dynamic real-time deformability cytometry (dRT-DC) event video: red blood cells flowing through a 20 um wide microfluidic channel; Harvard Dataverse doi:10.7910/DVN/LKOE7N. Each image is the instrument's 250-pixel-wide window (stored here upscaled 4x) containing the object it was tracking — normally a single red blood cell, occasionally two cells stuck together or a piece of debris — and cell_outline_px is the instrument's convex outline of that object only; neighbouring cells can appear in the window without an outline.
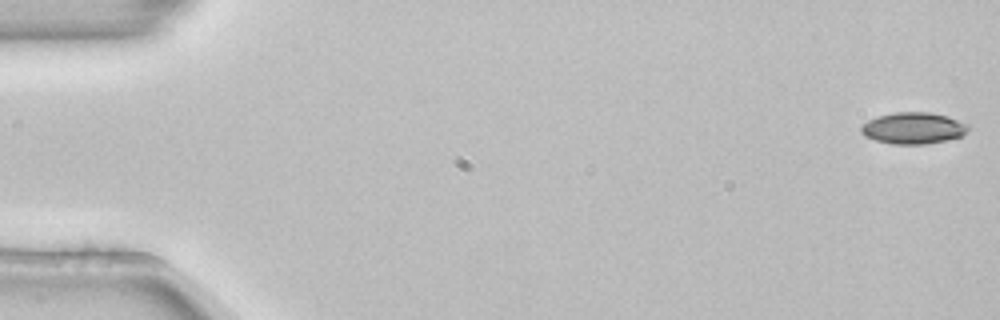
{"species": "common noctule bat (a hibernating species)", "species_latin": "Nyctalus noctula", "temperature_condition": "room temperature", "stored_images_in_passage": 5, "camera_frame_rate_fps": 3000, "um_per_image_px": 0.085, "animal": {"sex": "female", "body_mass_g": 22.7, "forearm_length_mm": 54.2}, "frame": {"image": 1, "passage_image": 1, "time_ms": 0.0, "image_size_px": [1000, 320], "cell_outline_px": [[968, 128], [960, 136], [944, 140], [924, 144], [892, 144], [876, 140], [864, 136], [860, 132], [860, 128], [868, 120], [876, 116], [896, 112], [928, 112], [948, 116], [968, 124]], "centroid_in_image_um": [77.58, 10.88], "position_along_channel_um": 7.4, "area_um2": 19.48}}
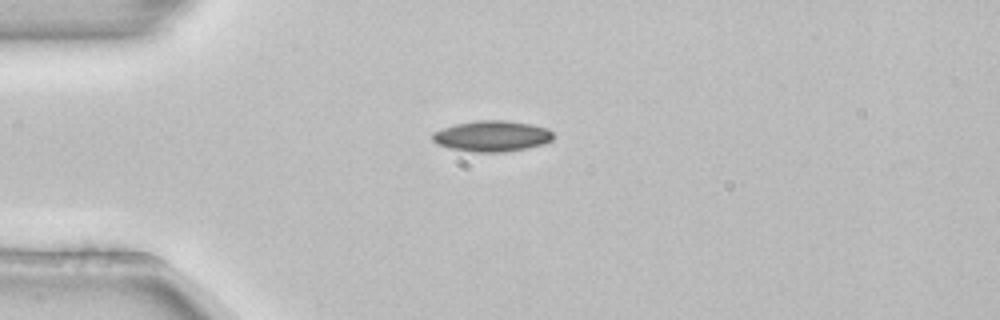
{"frame": {"image": 2, "passage_image": 4, "time_ms": 1.0, "image_size_px": [1000, 320], "cell_outline_px": [[552, 140], [544, 144], [528, 148], [504, 152], [472, 152], [448, 148], [436, 144], [432, 140], [432, 132], [456, 124], [480, 120], [504, 120], [528, 124], [544, 128], [552, 132]], "centroid_in_image_um": [41.77, 11.58], "position_along_channel_um": 43.2, "area_um2": 21.62}}